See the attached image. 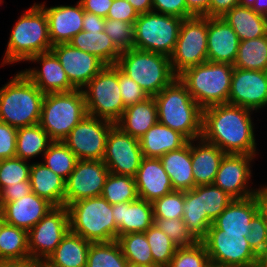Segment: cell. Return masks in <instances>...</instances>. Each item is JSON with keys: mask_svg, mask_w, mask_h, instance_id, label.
<instances>
[{"mask_svg": "<svg viewBox=\"0 0 267 267\" xmlns=\"http://www.w3.org/2000/svg\"><path fill=\"white\" fill-rule=\"evenodd\" d=\"M128 263L145 266H157L144 232L128 233L117 239Z\"/></svg>", "mask_w": 267, "mask_h": 267, "instance_id": "39", "label": "cell"}, {"mask_svg": "<svg viewBox=\"0 0 267 267\" xmlns=\"http://www.w3.org/2000/svg\"><path fill=\"white\" fill-rule=\"evenodd\" d=\"M183 19L149 12L139 14L134 23V48L170 57Z\"/></svg>", "mask_w": 267, "mask_h": 267, "instance_id": "10", "label": "cell"}, {"mask_svg": "<svg viewBox=\"0 0 267 267\" xmlns=\"http://www.w3.org/2000/svg\"><path fill=\"white\" fill-rule=\"evenodd\" d=\"M118 83L125 107L139 103L149 96L134 80L118 68Z\"/></svg>", "mask_w": 267, "mask_h": 267, "instance_id": "50", "label": "cell"}, {"mask_svg": "<svg viewBox=\"0 0 267 267\" xmlns=\"http://www.w3.org/2000/svg\"><path fill=\"white\" fill-rule=\"evenodd\" d=\"M138 16V12L127 0H113L106 18L134 24Z\"/></svg>", "mask_w": 267, "mask_h": 267, "instance_id": "54", "label": "cell"}, {"mask_svg": "<svg viewBox=\"0 0 267 267\" xmlns=\"http://www.w3.org/2000/svg\"><path fill=\"white\" fill-rule=\"evenodd\" d=\"M17 128L0 120V160L16 157Z\"/></svg>", "mask_w": 267, "mask_h": 267, "instance_id": "53", "label": "cell"}, {"mask_svg": "<svg viewBox=\"0 0 267 267\" xmlns=\"http://www.w3.org/2000/svg\"><path fill=\"white\" fill-rule=\"evenodd\" d=\"M52 142L53 140L39 123L17 128L16 157L29 162L38 161L36 159L41 161L43 154Z\"/></svg>", "mask_w": 267, "mask_h": 267, "instance_id": "34", "label": "cell"}, {"mask_svg": "<svg viewBox=\"0 0 267 267\" xmlns=\"http://www.w3.org/2000/svg\"><path fill=\"white\" fill-rule=\"evenodd\" d=\"M127 267H158V266H145V265H136V264L128 263Z\"/></svg>", "mask_w": 267, "mask_h": 267, "instance_id": "68", "label": "cell"}, {"mask_svg": "<svg viewBox=\"0 0 267 267\" xmlns=\"http://www.w3.org/2000/svg\"><path fill=\"white\" fill-rule=\"evenodd\" d=\"M87 114L116 123L125 106L118 83V67L105 65L82 89Z\"/></svg>", "mask_w": 267, "mask_h": 267, "instance_id": "9", "label": "cell"}, {"mask_svg": "<svg viewBox=\"0 0 267 267\" xmlns=\"http://www.w3.org/2000/svg\"><path fill=\"white\" fill-rule=\"evenodd\" d=\"M91 243L69 230L46 260L57 267H86Z\"/></svg>", "mask_w": 267, "mask_h": 267, "instance_id": "33", "label": "cell"}, {"mask_svg": "<svg viewBox=\"0 0 267 267\" xmlns=\"http://www.w3.org/2000/svg\"><path fill=\"white\" fill-rule=\"evenodd\" d=\"M86 115L83 90L47 93L42 101L39 125L53 141H63Z\"/></svg>", "mask_w": 267, "mask_h": 267, "instance_id": "8", "label": "cell"}, {"mask_svg": "<svg viewBox=\"0 0 267 267\" xmlns=\"http://www.w3.org/2000/svg\"><path fill=\"white\" fill-rule=\"evenodd\" d=\"M32 193L30 180L21 181L15 185H9L0 191V204H6Z\"/></svg>", "mask_w": 267, "mask_h": 267, "instance_id": "55", "label": "cell"}, {"mask_svg": "<svg viewBox=\"0 0 267 267\" xmlns=\"http://www.w3.org/2000/svg\"><path fill=\"white\" fill-rule=\"evenodd\" d=\"M228 104L248 108L256 113L267 109V71L234 67ZM264 110V111H263Z\"/></svg>", "mask_w": 267, "mask_h": 267, "instance_id": "18", "label": "cell"}, {"mask_svg": "<svg viewBox=\"0 0 267 267\" xmlns=\"http://www.w3.org/2000/svg\"><path fill=\"white\" fill-rule=\"evenodd\" d=\"M0 260H30L28 232L5 223L0 232Z\"/></svg>", "mask_w": 267, "mask_h": 267, "instance_id": "37", "label": "cell"}, {"mask_svg": "<svg viewBox=\"0 0 267 267\" xmlns=\"http://www.w3.org/2000/svg\"><path fill=\"white\" fill-rule=\"evenodd\" d=\"M127 265L128 261L117 240L91 243L86 267H127Z\"/></svg>", "mask_w": 267, "mask_h": 267, "instance_id": "41", "label": "cell"}, {"mask_svg": "<svg viewBox=\"0 0 267 267\" xmlns=\"http://www.w3.org/2000/svg\"><path fill=\"white\" fill-rule=\"evenodd\" d=\"M154 99L160 124L178 131L189 141L201 138L203 109L178 77L154 96Z\"/></svg>", "mask_w": 267, "mask_h": 267, "instance_id": "3", "label": "cell"}, {"mask_svg": "<svg viewBox=\"0 0 267 267\" xmlns=\"http://www.w3.org/2000/svg\"><path fill=\"white\" fill-rule=\"evenodd\" d=\"M225 153L202 138L191 140V160L195 185L213 184Z\"/></svg>", "mask_w": 267, "mask_h": 267, "instance_id": "26", "label": "cell"}, {"mask_svg": "<svg viewBox=\"0 0 267 267\" xmlns=\"http://www.w3.org/2000/svg\"><path fill=\"white\" fill-rule=\"evenodd\" d=\"M5 223L24 229L33 228L54 206L34 192L22 198L0 204Z\"/></svg>", "mask_w": 267, "mask_h": 267, "instance_id": "23", "label": "cell"}, {"mask_svg": "<svg viewBox=\"0 0 267 267\" xmlns=\"http://www.w3.org/2000/svg\"><path fill=\"white\" fill-rule=\"evenodd\" d=\"M104 32L120 50L134 48V24L121 20L105 19Z\"/></svg>", "mask_w": 267, "mask_h": 267, "instance_id": "48", "label": "cell"}, {"mask_svg": "<svg viewBox=\"0 0 267 267\" xmlns=\"http://www.w3.org/2000/svg\"><path fill=\"white\" fill-rule=\"evenodd\" d=\"M30 185L32 192L54 207L64 206L65 180L41 161L31 162Z\"/></svg>", "mask_w": 267, "mask_h": 267, "instance_id": "28", "label": "cell"}, {"mask_svg": "<svg viewBox=\"0 0 267 267\" xmlns=\"http://www.w3.org/2000/svg\"><path fill=\"white\" fill-rule=\"evenodd\" d=\"M115 123L86 115L63 140L78 160H103L106 140Z\"/></svg>", "mask_w": 267, "mask_h": 267, "instance_id": "14", "label": "cell"}, {"mask_svg": "<svg viewBox=\"0 0 267 267\" xmlns=\"http://www.w3.org/2000/svg\"><path fill=\"white\" fill-rule=\"evenodd\" d=\"M143 154L139 139L114 125L107 136L103 162L111 173L135 177Z\"/></svg>", "mask_w": 267, "mask_h": 267, "instance_id": "16", "label": "cell"}, {"mask_svg": "<svg viewBox=\"0 0 267 267\" xmlns=\"http://www.w3.org/2000/svg\"><path fill=\"white\" fill-rule=\"evenodd\" d=\"M144 233L149 243L154 263L158 267H167L178 246L155 223Z\"/></svg>", "mask_w": 267, "mask_h": 267, "instance_id": "43", "label": "cell"}, {"mask_svg": "<svg viewBox=\"0 0 267 267\" xmlns=\"http://www.w3.org/2000/svg\"><path fill=\"white\" fill-rule=\"evenodd\" d=\"M247 241L245 234L225 233L213 224L201 240L211 264L225 267H256L258 255Z\"/></svg>", "mask_w": 267, "mask_h": 267, "instance_id": "12", "label": "cell"}, {"mask_svg": "<svg viewBox=\"0 0 267 267\" xmlns=\"http://www.w3.org/2000/svg\"><path fill=\"white\" fill-rule=\"evenodd\" d=\"M105 18L85 11L83 18V31L104 30Z\"/></svg>", "mask_w": 267, "mask_h": 267, "instance_id": "59", "label": "cell"}, {"mask_svg": "<svg viewBox=\"0 0 267 267\" xmlns=\"http://www.w3.org/2000/svg\"><path fill=\"white\" fill-rule=\"evenodd\" d=\"M207 34L208 17L183 19L174 51L169 57L172 71L177 77L186 69L208 61Z\"/></svg>", "mask_w": 267, "mask_h": 267, "instance_id": "11", "label": "cell"}, {"mask_svg": "<svg viewBox=\"0 0 267 267\" xmlns=\"http://www.w3.org/2000/svg\"><path fill=\"white\" fill-rule=\"evenodd\" d=\"M239 5V0H210L209 17H223L229 10Z\"/></svg>", "mask_w": 267, "mask_h": 267, "instance_id": "57", "label": "cell"}, {"mask_svg": "<svg viewBox=\"0 0 267 267\" xmlns=\"http://www.w3.org/2000/svg\"><path fill=\"white\" fill-rule=\"evenodd\" d=\"M84 11L96 14L102 18L107 17L113 0H78Z\"/></svg>", "mask_w": 267, "mask_h": 267, "instance_id": "56", "label": "cell"}, {"mask_svg": "<svg viewBox=\"0 0 267 267\" xmlns=\"http://www.w3.org/2000/svg\"><path fill=\"white\" fill-rule=\"evenodd\" d=\"M0 87V120L15 128L38 124L44 93L18 69Z\"/></svg>", "mask_w": 267, "mask_h": 267, "instance_id": "4", "label": "cell"}, {"mask_svg": "<svg viewBox=\"0 0 267 267\" xmlns=\"http://www.w3.org/2000/svg\"><path fill=\"white\" fill-rule=\"evenodd\" d=\"M69 43L76 49L95 55L105 65H116L121 54L104 30H82Z\"/></svg>", "mask_w": 267, "mask_h": 267, "instance_id": "32", "label": "cell"}, {"mask_svg": "<svg viewBox=\"0 0 267 267\" xmlns=\"http://www.w3.org/2000/svg\"><path fill=\"white\" fill-rule=\"evenodd\" d=\"M101 196L111 205L134 201L138 198L135 179L110 172Z\"/></svg>", "mask_w": 267, "mask_h": 267, "instance_id": "42", "label": "cell"}, {"mask_svg": "<svg viewBox=\"0 0 267 267\" xmlns=\"http://www.w3.org/2000/svg\"><path fill=\"white\" fill-rule=\"evenodd\" d=\"M77 156L63 141H53L43 154L41 162L65 181L75 169Z\"/></svg>", "mask_w": 267, "mask_h": 267, "instance_id": "40", "label": "cell"}, {"mask_svg": "<svg viewBox=\"0 0 267 267\" xmlns=\"http://www.w3.org/2000/svg\"><path fill=\"white\" fill-rule=\"evenodd\" d=\"M256 0H239V5L252 8Z\"/></svg>", "mask_w": 267, "mask_h": 267, "instance_id": "66", "label": "cell"}, {"mask_svg": "<svg viewBox=\"0 0 267 267\" xmlns=\"http://www.w3.org/2000/svg\"><path fill=\"white\" fill-rule=\"evenodd\" d=\"M254 197L258 207V214L267 223V182L258 185Z\"/></svg>", "mask_w": 267, "mask_h": 267, "instance_id": "58", "label": "cell"}, {"mask_svg": "<svg viewBox=\"0 0 267 267\" xmlns=\"http://www.w3.org/2000/svg\"><path fill=\"white\" fill-rule=\"evenodd\" d=\"M112 214L118 227V237L128 233L145 232L155 222L152 203L141 198L114 204Z\"/></svg>", "mask_w": 267, "mask_h": 267, "instance_id": "25", "label": "cell"}, {"mask_svg": "<svg viewBox=\"0 0 267 267\" xmlns=\"http://www.w3.org/2000/svg\"><path fill=\"white\" fill-rule=\"evenodd\" d=\"M250 233L247 236L252 250L259 255L267 247V223L257 213L250 222Z\"/></svg>", "mask_w": 267, "mask_h": 267, "instance_id": "51", "label": "cell"}, {"mask_svg": "<svg viewBox=\"0 0 267 267\" xmlns=\"http://www.w3.org/2000/svg\"><path fill=\"white\" fill-rule=\"evenodd\" d=\"M4 224H5V221H4L3 215H2L1 212H0V232H1L2 226H3Z\"/></svg>", "mask_w": 267, "mask_h": 267, "instance_id": "69", "label": "cell"}, {"mask_svg": "<svg viewBox=\"0 0 267 267\" xmlns=\"http://www.w3.org/2000/svg\"><path fill=\"white\" fill-rule=\"evenodd\" d=\"M21 71L44 93L70 92L76 88L70 83L59 59L52 52L31 57ZM34 65V66H32ZM37 65V66H35Z\"/></svg>", "mask_w": 267, "mask_h": 267, "instance_id": "19", "label": "cell"}, {"mask_svg": "<svg viewBox=\"0 0 267 267\" xmlns=\"http://www.w3.org/2000/svg\"><path fill=\"white\" fill-rule=\"evenodd\" d=\"M116 66L149 97L156 96L177 77L168 56L135 48L121 51Z\"/></svg>", "mask_w": 267, "mask_h": 267, "instance_id": "7", "label": "cell"}, {"mask_svg": "<svg viewBox=\"0 0 267 267\" xmlns=\"http://www.w3.org/2000/svg\"><path fill=\"white\" fill-rule=\"evenodd\" d=\"M189 140L171 128L157 122L139 139L143 157L160 158L167 152L179 149Z\"/></svg>", "mask_w": 267, "mask_h": 267, "instance_id": "31", "label": "cell"}, {"mask_svg": "<svg viewBox=\"0 0 267 267\" xmlns=\"http://www.w3.org/2000/svg\"><path fill=\"white\" fill-rule=\"evenodd\" d=\"M257 160V157L253 155L225 154L220 162L213 185L219 187L233 199H245L253 196L260 185L258 182H254L256 176H254L253 168L256 167L255 161Z\"/></svg>", "mask_w": 267, "mask_h": 267, "instance_id": "13", "label": "cell"}, {"mask_svg": "<svg viewBox=\"0 0 267 267\" xmlns=\"http://www.w3.org/2000/svg\"><path fill=\"white\" fill-rule=\"evenodd\" d=\"M51 51L59 59L70 83L76 89H83L105 64L95 55L81 51L70 43L52 46Z\"/></svg>", "mask_w": 267, "mask_h": 267, "instance_id": "20", "label": "cell"}, {"mask_svg": "<svg viewBox=\"0 0 267 267\" xmlns=\"http://www.w3.org/2000/svg\"><path fill=\"white\" fill-rule=\"evenodd\" d=\"M152 11L182 19L194 16L187 9L186 0H152Z\"/></svg>", "mask_w": 267, "mask_h": 267, "instance_id": "52", "label": "cell"}, {"mask_svg": "<svg viewBox=\"0 0 267 267\" xmlns=\"http://www.w3.org/2000/svg\"><path fill=\"white\" fill-rule=\"evenodd\" d=\"M34 267H57L48 262L46 259H40L34 261Z\"/></svg>", "mask_w": 267, "mask_h": 267, "instance_id": "65", "label": "cell"}, {"mask_svg": "<svg viewBox=\"0 0 267 267\" xmlns=\"http://www.w3.org/2000/svg\"><path fill=\"white\" fill-rule=\"evenodd\" d=\"M0 267H34L33 260H0Z\"/></svg>", "mask_w": 267, "mask_h": 267, "instance_id": "62", "label": "cell"}, {"mask_svg": "<svg viewBox=\"0 0 267 267\" xmlns=\"http://www.w3.org/2000/svg\"><path fill=\"white\" fill-rule=\"evenodd\" d=\"M233 201L227 193L213 184L201 185V205L203 213H207L208 220L213 221Z\"/></svg>", "mask_w": 267, "mask_h": 267, "instance_id": "44", "label": "cell"}, {"mask_svg": "<svg viewBox=\"0 0 267 267\" xmlns=\"http://www.w3.org/2000/svg\"><path fill=\"white\" fill-rule=\"evenodd\" d=\"M152 205L154 218H183L184 191L174 190L155 200Z\"/></svg>", "mask_w": 267, "mask_h": 267, "instance_id": "47", "label": "cell"}, {"mask_svg": "<svg viewBox=\"0 0 267 267\" xmlns=\"http://www.w3.org/2000/svg\"><path fill=\"white\" fill-rule=\"evenodd\" d=\"M187 9L194 16L209 17L210 0H186Z\"/></svg>", "mask_w": 267, "mask_h": 267, "instance_id": "60", "label": "cell"}, {"mask_svg": "<svg viewBox=\"0 0 267 267\" xmlns=\"http://www.w3.org/2000/svg\"><path fill=\"white\" fill-rule=\"evenodd\" d=\"M14 21L0 62L3 69L24 64L31 57L49 52L52 48L46 13L35 1Z\"/></svg>", "mask_w": 267, "mask_h": 267, "instance_id": "2", "label": "cell"}, {"mask_svg": "<svg viewBox=\"0 0 267 267\" xmlns=\"http://www.w3.org/2000/svg\"><path fill=\"white\" fill-rule=\"evenodd\" d=\"M158 122L157 105L154 97L127 106L121 118L115 123L123 132L140 139Z\"/></svg>", "mask_w": 267, "mask_h": 267, "instance_id": "30", "label": "cell"}, {"mask_svg": "<svg viewBox=\"0 0 267 267\" xmlns=\"http://www.w3.org/2000/svg\"><path fill=\"white\" fill-rule=\"evenodd\" d=\"M256 267H267V247L258 255Z\"/></svg>", "mask_w": 267, "mask_h": 267, "instance_id": "64", "label": "cell"}, {"mask_svg": "<svg viewBox=\"0 0 267 267\" xmlns=\"http://www.w3.org/2000/svg\"><path fill=\"white\" fill-rule=\"evenodd\" d=\"M46 13L49 37L52 46L69 43L83 28L84 10L77 0L75 4H54L48 6L46 1L36 2Z\"/></svg>", "mask_w": 267, "mask_h": 267, "instance_id": "21", "label": "cell"}, {"mask_svg": "<svg viewBox=\"0 0 267 267\" xmlns=\"http://www.w3.org/2000/svg\"><path fill=\"white\" fill-rule=\"evenodd\" d=\"M252 9L256 13L263 15L267 12V0H256Z\"/></svg>", "mask_w": 267, "mask_h": 267, "instance_id": "63", "label": "cell"}, {"mask_svg": "<svg viewBox=\"0 0 267 267\" xmlns=\"http://www.w3.org/2000/svg\"><path fill=\"white\" fill-rule=\"evenodd\" d=\"M262 16H263V20H264L265 32L267 34V12H265Z\"/></svg>", "mask_w": 267, "mask_h": 267, "instance_id": "67", "label": "cell"}, {"mask_svg": "<svg viewBox=\"0 0 267 267\" xmlns=\"http://www.w3.org/2000/svg\"><path fill=\"white\" fill-rule=\"evenodd\" d=\"M257 116L258 113L248 108L228 103L206 107L203 109L201 138L225 154L253 155L259 159L262 149L257 147L260 135L256 134V122L262 120Z\"/></svg>", "mask_w": 267, "mask_h": 267, "instance_id": "1", "label": "cell"}, {"mask_svg": "<svg viewBox=\"0 0 267 267\" xmlns=\"http://www.w3.org/2000/svg\"><path fill=\"white\" fill-rule=\"evenodd\" d=\"M188 231L197 241H201L207 234L212 223L207 213H203L201 205V185L184 191L183 218Z\"/></svg>", "mask_w": 267, "mask_h": 267, "instance_id": "36", "label": "cell"}, {"mask_svg": "<svg viewBox=\"0 0 267 267\" xmlns=\"http://www.w3.org/2000/svg\"><path fill=\"white\" fill-rule=\"evenodd\" d=\"M209 267H225V266H219V265L210 264Z\"/></svg>", "mask_w": 267, "mask_h": 267, "instance_id": "70", "label": "cell"}, {"mask_svg": "<svg viewBox=\"0 0 267 267\" xmlns=\"http://www.w3.org/2000/svg\"><path fill=\"white\" fill-rule=\"evenodd\" d=\"M154 223L163 231L178 247L193 246L197 240L188 231L182 218L164 219L154 218Z\"/></svg>", "mask_w": 267, "mask_h": 267, "instance_id": "49", "label": "cell"}, {"mask_svg": "<svg viewBox=\"0 0 267 267\" xmlns=\"http://www.w3.org/2000/svg\"><path fill=\"white\" fill-rule=\"evenodd\" d=\"M134 179L138 198L150 203L174 191L159 158L143 157Z\"/></svg>", "mask_w": 267, "mask_h": 267, "instance_id": "24", "label": "cell"}, {"mask_svg": "<svg viewBox=\"0 0 267 267\" xmlns=\"http://www.w3.org/2000/svg\"><path fill=\"white\" fill-rule=\"evenodd\" d=\"M138 14L152 12V0H127Z\"/></svg>", "mask_w": 267, "mask_h": 267, "instance_id": "61", "label": "cell"}, {"mask_svg": "<svg viewBox=\"0 0 267 267\" xmlns=\"http://www.w3.org/2000/svg\"><path fill=\"white\" fill-rule=\"evenodd\" d=\"M210 264L204 244L197 241L193 246L178 247L167 267H209Z\"/></svg>", "mask_w": 267, "mask_h": 267, "instance_id": "45", "label": "cell"}, {"mask_svg": "<svg viewBox=\"0 0 267 267\" xmlns=\"http://www.w3.org/2000/svg\"><path fill=\"white\" fill-rule=\"evenodd\" d=\"M240 39L222 17H208L207 58L209 62L233 65Z\"/></svg>", "mask_w": 267, "mask_h": 267, "instance_id": "22", "label": "cell"}, {"mask_svg": "<svg viewBox=\"0 0 267 267\" xmlns=\"http://www.w3.org/2000/svg\"><path fill=\"white\" fill-rule=\"evenodd\" d=\"M5 0H0V6L3 4V3H6L4 2Z\"/></svg>", "mask_w": 267, "mask_h": 267, "instance_id": "71", "label": "cell"}, {"mask_svg": "<svg viewBox=\"0 0 267 267\" xmlns=\"http://www.w3.org/2000/svg\"><path fill=\"white\" fill-rule=\"evenodd\" d=\"M69 230L68 208L60 206L51 209L28 231L30 259H47Z\"/></svg>", "mask_w": 267, "mask_h": 267, "instance_id": "15", "label": "cell"}, {"mask_svg": "<svg viewBox=\"0 0 267 267\" xmlns=\"http://www.w3.org/2000/svg\"><path fill=\"white\" fill-rule=\"evenodd\" d=\"M31 162L18 157L0 160V191L21 181L29 180Z\"/></svg>", "mask_w": 267, "mask_h": 267, "instance_id": "46", "label": "cell"}, {"mask_svg": "<svg viewBox=\"0 0 267 267\" xmlns=\"http://www.w3.org/2000/svg\"><path fill=\"white\" fill-rule=\"evenodd\" d=\"M233 70V65L206 61L186 69L178 78L186 85L191 97L204 109L228 103Z\"/></svg>", "mask_w": 267, "mask_h": 267, "instance_id": "6", "label": "cell"}, {"mask_svg": "<svg viewBox=\"0 0 267 267\" xmlns=\"http://www.w3.org/2000/svg\"><path fill=\"white\" fill-rule=\"evenodd\" d=\"M70 231L92 242H111L118 239L113 205L102 196L82 199L67 206Z\"/></svg>", "mask_w": 267, "mask_h": 267, "instance_id": "5", "label": "cell"}, {"mask_svg": "<svg viewBox=\"0 0 267 267\" xmlns=\"http://www.w3.org/2000/svg\"><path fill=\"white\" fill-rule=\"evenodd\" d=\"M109 173L103 160H78L75 169L65 181L64 206L101 196Z\"/></svg>", "mask_w": 267, "mask_h": 267, "instance_id": "17", "label": "cell"}, {"mask_svg": "<svg viewBox=\"0 0 267 267\" xmlns=\"http://www.w3.org/2000/svg\"><path fill=\"white\" fill-rule=\"evenodd\" d=\"M258 213L254 195L245 199H233L226 209L213 221V225L225 233H250V222Z\"/></svg>", "mask_w": 267, "mask_h": 267, "instance_id": "27", "label": "cell"}, {"mask_svg": "<svg viewBox=\"0 0 267 267\" xmlns=\"http://www.w3.org/2000/svg\"><path fill=\"white\" fill-rule=\"evenodd\" d=\"M233 66L239 69L267 71V35L240 41Z\"/></svg>", "mask_w": 267, "mask_h": 267, "instance_id": "38", "label": "cell"}, {"mask_svg": "<svg viewBox=\"0 0 267 267\" xmlns=\"http://www.w3.org/2000/svg\"><path fill=\"white\" fill-rule=\"evenodd\" d=\"M159 159L171 179L174 190L187 191L196 186L192 172L191 141L179 149L167 152Z\"/></svg>", "mask_w": 267, "mask_h": 267, "instance_id": "29", "label": "cell"}, {"mask_svg": "<svg viewBox=\"0 0 267 267\" xmlns=\"http://www.w3.org/2000/svg\"><path fill=\"white\" fill-rule=\"evenodd\" d=\"M222 18L233 28L240 41L256 39L267 35L261 14L241 5L229 10Z\"/></svg>", "mask_w": 267, "mask_h": 267, "instance_id": "35", "label": "cell"}]
</instances>
